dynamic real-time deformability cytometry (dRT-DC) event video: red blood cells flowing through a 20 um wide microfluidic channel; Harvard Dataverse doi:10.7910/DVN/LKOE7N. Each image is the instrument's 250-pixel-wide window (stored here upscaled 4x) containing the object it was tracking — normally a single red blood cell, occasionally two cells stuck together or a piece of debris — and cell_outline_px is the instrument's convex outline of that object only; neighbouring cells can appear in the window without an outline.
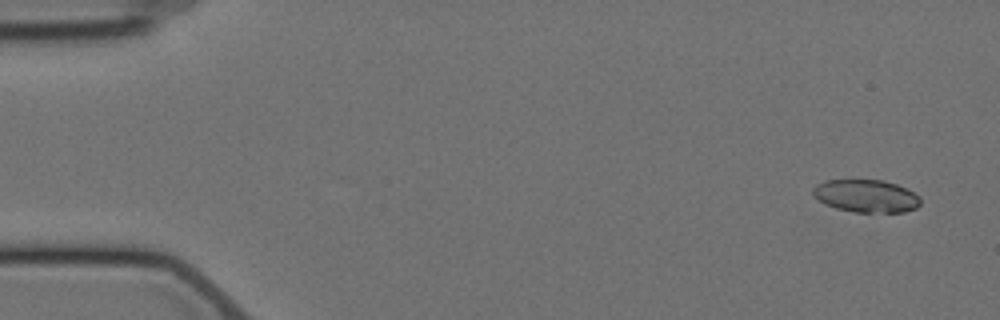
{"species": "Egyptian fruit bat (a non-hibernating species)", "species_latin": "Rousettus aegyptiacus", "temperature_condition": "cold", "stored_images_in_passage": 6, "camera_frame_rate_fps": 3000, "um_per_image_px": 0.085, "animal": {"sex": "female"}, "frame": {"image": 1, "passage_image": 1, "time_ms": 0.0, "image_size_px": [1000, 320], "cell_outline_px": [[920, 204], [916, 208], [904, 212], [856, 212], [836, 208], [812, 196], [812, 188], [816, 184], [824, 180], [884, 180], [908, 188], [920, 196]], "centroid_in_image_um": [73.64, 16.64], "position_along_channel_um": 11.4, "area_um2": 20.58}}
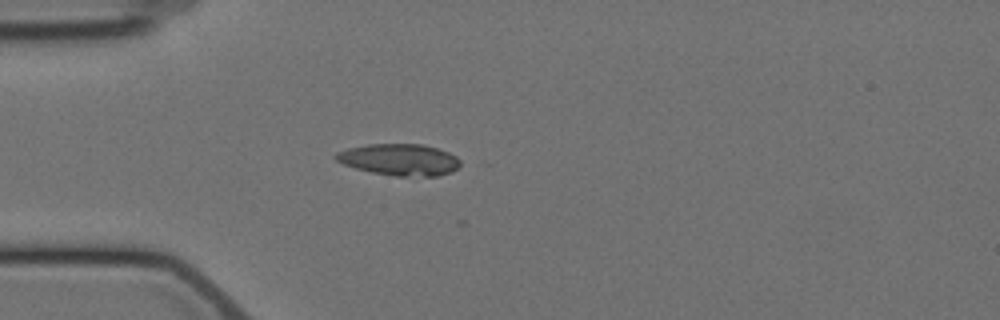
{"frame": {"image": 2, "passage_image": 5, "time_ms": 4.333, "image_size_px": [1000, 320], "cell_outline_px": [[460, 164], [452, 172], [440, 176], [396, 176], [372, 172], [356, 168], [344, 164], [336, 160], [332, 156], [336, 152], [348, 148], [368, 144], [424, 144], [448, 152], [456, 156], [460, 160]], "centroid_in_image_um": [33.95, 13.57], "position_along_channel_um": 51.0, "area_um2": 22.95}}